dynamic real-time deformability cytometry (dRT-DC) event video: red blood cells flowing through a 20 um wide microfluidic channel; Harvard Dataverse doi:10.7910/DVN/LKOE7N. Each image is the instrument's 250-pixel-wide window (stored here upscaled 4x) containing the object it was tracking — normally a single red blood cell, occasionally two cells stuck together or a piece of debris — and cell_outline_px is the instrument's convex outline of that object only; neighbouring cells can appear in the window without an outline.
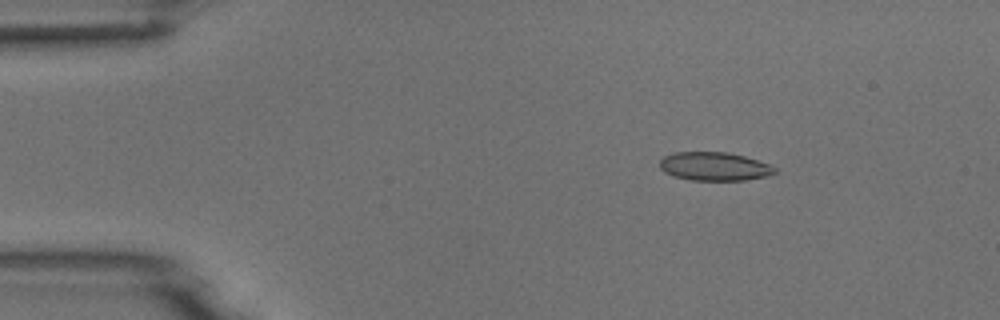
{"species": "common noctule bat (a hibernating species)", "species_latin": "Nyctalus noctula", "temperature_condition": "room temperature", "stored_images_in_passage": 4, "camera_frame_rate_fps": 3000, "um_per_image_px": 0.085, "animal": {"sex": "male", "body_mass_g": 18.8}, "frame": {"image": 1, "passage_image": 2, "time_ms": 1.333, "image_size_px": [1000, 320], "cell_outline_px": [[776, 172], [768, 176], [744, 180], [692, 180], [672, 176], [664, 172], [660, 168], [660, 160], [664, 156], [672, 152], [728, 152], [744, 156], [768, 164], [776, 168]], "centroid_in_image_um": [60.69, 14.14], "position_along_channel_um": 24.3, "area_um2": 19.13}}